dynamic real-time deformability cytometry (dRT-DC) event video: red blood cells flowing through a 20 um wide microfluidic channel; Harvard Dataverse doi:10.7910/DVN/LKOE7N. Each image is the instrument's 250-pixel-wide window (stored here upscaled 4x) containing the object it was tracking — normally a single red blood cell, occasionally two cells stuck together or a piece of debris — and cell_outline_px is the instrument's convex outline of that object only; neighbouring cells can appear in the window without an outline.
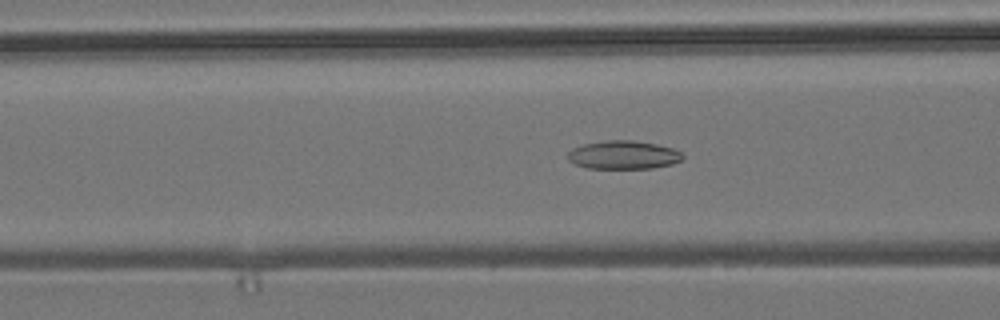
{"species": "common noctule bat (a hibernating species)", "species_latin": "Nyctalus noctula", "temperature_condition": "room temperature", "stored_images_in_passage": 49, "camera_frame_rate_fps": 3000, "um_per_image_px": 0.085, "animal": {"sex": "male", "body_mass_g": 19.2, "forearm_length_mm": 51.8}, "frame": {"image": 1, "passage_image": 16, "time_ms": 5.0, "image_size_px": [1000, 320], "cell_outline_px": [[684, 156], [680, 160], [672, 164], [652, 168], [588, 168], [576, 164], [568, 160], [568, 152], [572, 148], [584, 144], [604, 140], [632, 140], [656, 144], [672, 148], [680, 152]], "centroid_in_image_um": [52.97, 13.16], "position_along_channel_um": 113.6, "area_um2": 18.9}}
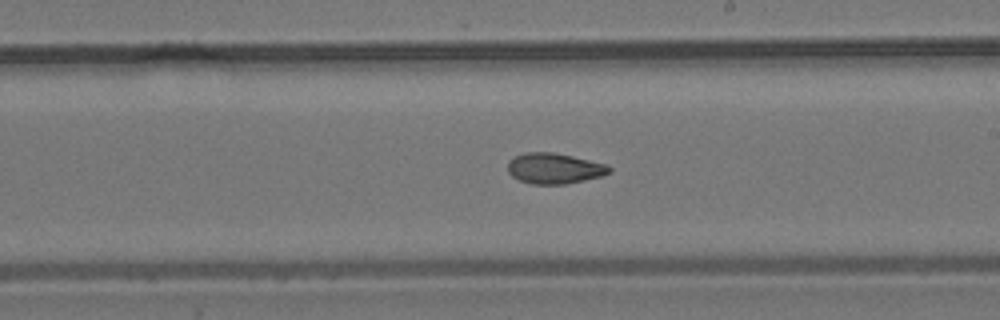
{"frame": {"image": 2, "passage_image": 26, "time_ms": 8.333, "image_size_px": [1000, 320], "cell_outline_px": [[612, 168], [608, 172], [600, 176], [564, 184], [532, 184], [520, 180], [512, 176], [508, 172], [508, 160], [524, 152], [552, 152], [572, 156], [608, 164]], "centroid_in_image_um": [47.09, 14.3], "position_along_channel_um": 241.9, "area_um2": 17.98}}
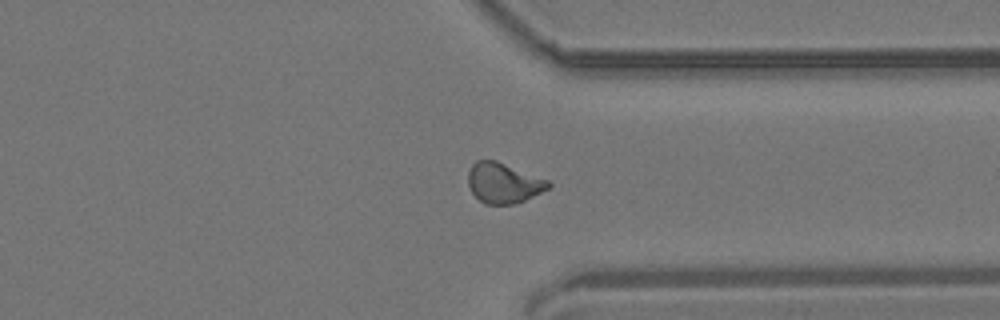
{"frame": {"image": 3, "passage_image": 36, "time_ms": 11.667, "image_size_px": [1000, 320], "cell_outline_px": [[552, 184], [548, 188], [524, 200], [512, 204], [484, 204], [472, 192], [468, 184], [468, 172], [472, 164], [476, 160], [496, 160], [548, 180]], "centroid_in_image_um": [42.77, 15.54], "position_along_channel_um": 368.6, "area_um2": 18.61}, "authors_computed_cell_mechanics": {"area_um2": 18.5538, "velocity_mm_per_s": 3.8426, "shape_relaxation_time_tau1_ms": null, "shape_relaxation_time_tau2_ms": 3.6134, "deformation_change_tau1": null, "deformation_change_tau2": 0.0938}}